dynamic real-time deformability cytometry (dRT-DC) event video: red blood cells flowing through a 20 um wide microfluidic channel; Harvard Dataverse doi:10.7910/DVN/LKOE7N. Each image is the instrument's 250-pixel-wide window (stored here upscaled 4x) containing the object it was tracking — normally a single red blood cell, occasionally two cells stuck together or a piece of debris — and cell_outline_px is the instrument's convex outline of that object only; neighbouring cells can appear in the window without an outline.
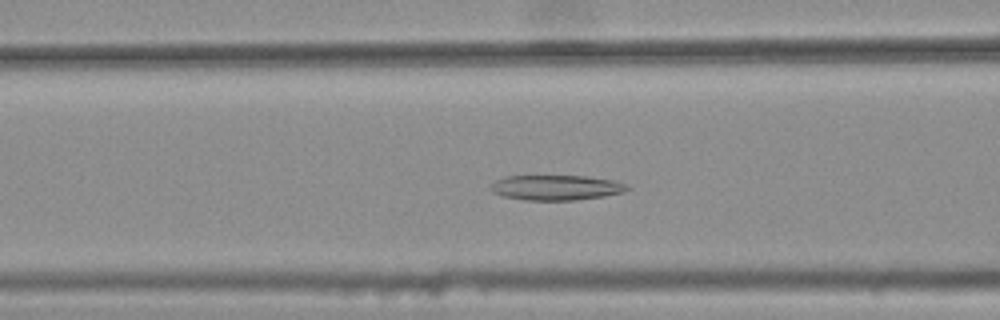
{"species": "common noctule bat (a hibernating species)", "species_latin": "Nyctalus noctula", "temperature_condition": "warm", "stored_images_in_passage": 43, "camera_frame_rate_fps": 3000, "um_per_image_px": 0.085, "animal": {"sex": "female", "body_mass_g": 25.1}, "frame": {"image": 1, "passage_image": 21, "time_ms": 6.667, "image_size_px": [1000, 320], "cell_outline_px": [[632, 188], [624, 192], [604, 196], [576, 200], [524, 200], [504, 196], [492, 192], [488, 188], [496, 180], [504, 176], [588, 176], [612, 180], [624, 184]], "centroid_in_image_um": [47.26, 15.94], "position_along_channel_um": 119.3, "area_um2": 20.0}}
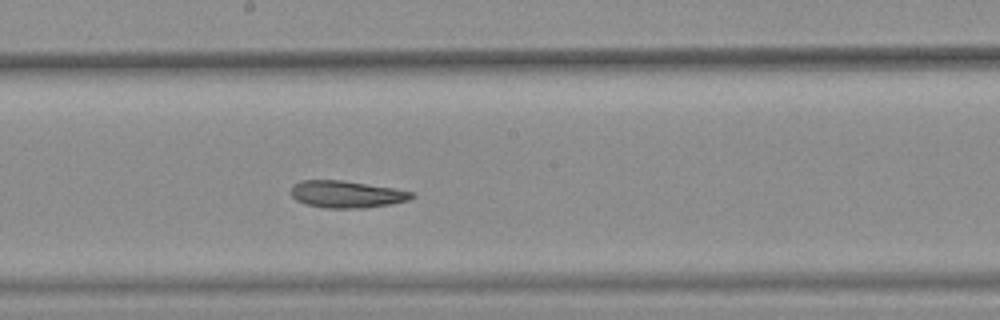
{"frame": {"image": 2, "passage_image": 29, "time_ms": 9.333, "image_size_px": [1000, 320], "cell_outline_px": [[416, 196], [408, 200], [392, 204], [368, 208], [324, 208], [304, 204], [296, 200], [288, 192], [292, 184], [300, 180], [344, 180], [396, 188], [416, 192]], "centroid_in_image_um": [29.46, 16.51], "position_along_channel_um": 218.7, "area_um2": 19.65}}
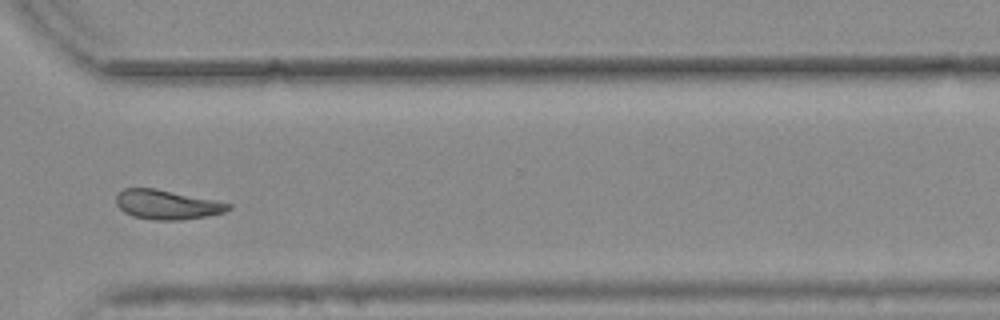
{"frame": {"image": 3, "passage_image": 40, "time_ms": 13.0, "image_size_px": [1000, 320], "cell_outline_px": [[232, 208], [224, 212], [204, 216], [180, 220], [152, 220], [132, 216], [124, 212], [116, 204], [116, 196], [124, 188], [156, 188], [216, 200], [232, 204]], "centroid_in_image_um": [14.19, 17.39], "position_along_channel_um": 356.4, "area_um2": 19.25}, "authors_computed_cell_mechanics": {"area_um2": 20.23, "velocity_mm_per_s": 3.7373, "shape_relaxation_time_tau1_ms": null, "shape_relaxation_time_tau2_ms": 6.4654, "deformation_change_tau1": null, "deformation_change_tau2": 0.1459}}